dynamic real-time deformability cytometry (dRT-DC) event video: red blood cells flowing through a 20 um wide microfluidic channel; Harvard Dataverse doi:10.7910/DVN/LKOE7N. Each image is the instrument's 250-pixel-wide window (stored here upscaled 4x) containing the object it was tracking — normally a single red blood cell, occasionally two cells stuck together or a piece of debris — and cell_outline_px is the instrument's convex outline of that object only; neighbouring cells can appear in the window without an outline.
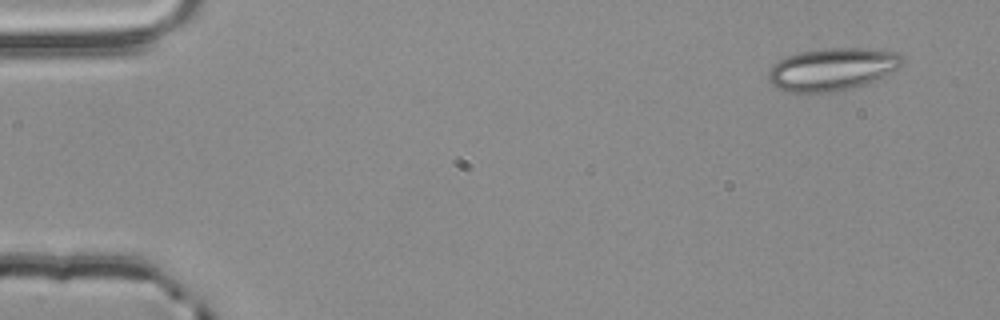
{"species": "common noctule bat (a hibernating species)", "species_latin": "Nyctalus noctula", "temperature_condition": "room temperature", "stored_images_in_passage": 4, "camera_frame_rate_fps": 3000, "um_per_image_px": 0.085, "animal": {"sex": "male", "body_mass_g": 20.4}, "frame": {"image": 1, "passage_image": 1, "time_ms": 0.0, "image_size_px": [1000, 320], "cell_outline_px": [[904, 60], [900, 68], [876, 80], [856, 88], [828, 92], [788, 92], [776, 88], [768, 80], [768, 72], [772, 64], [788, 56], [800, 52], [828, 48], [876, 48], [896, 52]], "centroid_in_image_um": [70.76, 5.89], "position_along_channel_um": 14.2, "area_um2": 33.47}}
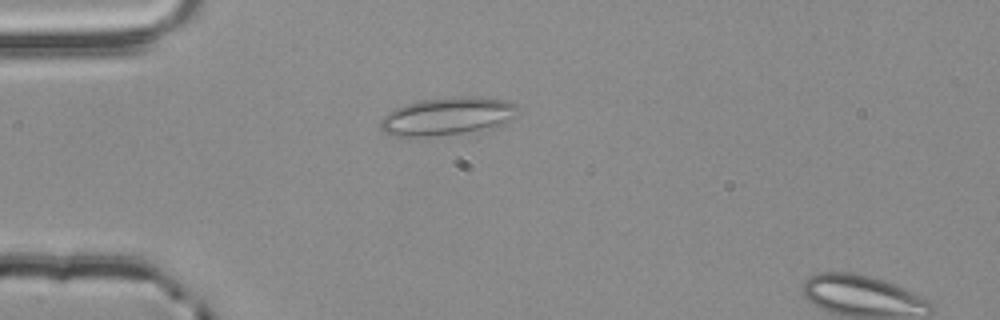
{"frame": {"image": 2, "passage_image": 3, "time_ms": 0.667, "image_size_px": [1000, 320], "cell_outline_px": [[520, 112], [500, 124], [492, 128], [468, 132], [428, 136], [392, 136], [384, 132], [380, 128], [380, 120], [388, 112], [404, 104], [424, 100], [452, 96], [480, 96], [504, 100], [516, 104], [520, 108]], "centroid_in_image_um": [38.03, 9.87], "position_along_channel_um": 47.0, "area_um2": 30.4}}